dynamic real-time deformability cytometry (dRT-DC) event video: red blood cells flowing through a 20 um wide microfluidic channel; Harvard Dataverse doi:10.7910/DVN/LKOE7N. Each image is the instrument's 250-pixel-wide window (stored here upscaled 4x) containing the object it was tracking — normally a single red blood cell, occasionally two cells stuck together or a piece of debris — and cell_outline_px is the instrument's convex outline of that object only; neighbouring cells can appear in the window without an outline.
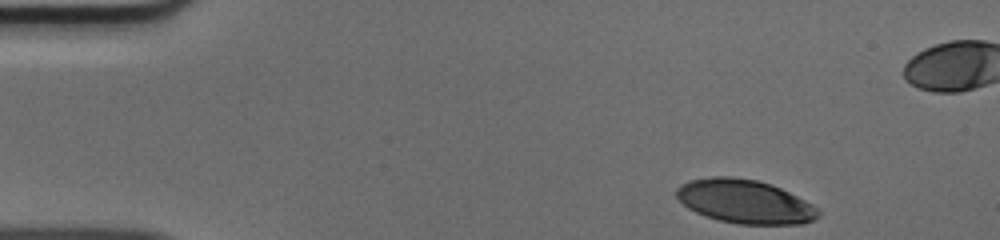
{"species": "human", "species_latin": "Homo sapiens", "temperature_condition": "cold", "stored_images_in_passage": 37, "camera_frame_rate_fps": 3000, "um_per_image_px": 0.085, "donor": {"sex": "male"}, "frame": {"image": 1, "passage_image": 1, "time_ms": 0.0, "image_size_px": [1000, 240], "cell_outline_px": [[820, 216], [804, 224], [740, 224], [720, 220], [704, 216], [688, 208], [672, 192], [680, 184], [692, 180], [712, 176], [732, 176], [756, 180], [772, 184], [812, 204], [820, 212]], "centroid_in_image_um": [63.28, 17.12], "position_along_channel_um": 21.7, "area_um2": 36.13}}
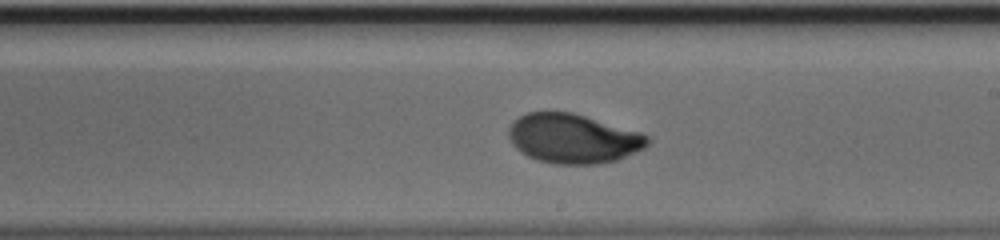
{"frame": {"image": 2, "passage_image": 24, "time_ms": 7.667, "image_size_px": [1000, 240], "cell_outline_px": [[652, 140], [644, 148], [636, 152], [616, 160], [600, 164], [552, 164], [536, 160], [520, 152], [512, 144], [508, 136], [508, 128], [520, 116], [528, 112], [572, 112], [640, 132], [648, 136]], "centroid_in_image_um": [48.71, 11.79], "position_along_channel_um": 240.3, "area_um2": 40.06}}
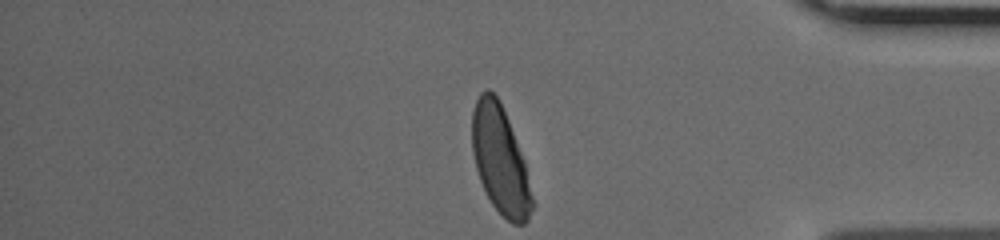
{"frame": {"image": 3, "passage_image": 37, "time_ms": 12.0, "image_size_px": [1000, 240], "cell_outline_px": [[532, 208], [528, 220], [524, 224], [512, 224], [492, 204], [480, 180], [476, 168], [472, 152], [472, 112], [476, 100], [480, 92], [484, 88], [488, 88], [500, 100], [524, 160], [532, 196]], "centroid_in_image_um": [42.49, 13.57], "position_along_channel_um": 392.7, "area_um2": 37.28}}